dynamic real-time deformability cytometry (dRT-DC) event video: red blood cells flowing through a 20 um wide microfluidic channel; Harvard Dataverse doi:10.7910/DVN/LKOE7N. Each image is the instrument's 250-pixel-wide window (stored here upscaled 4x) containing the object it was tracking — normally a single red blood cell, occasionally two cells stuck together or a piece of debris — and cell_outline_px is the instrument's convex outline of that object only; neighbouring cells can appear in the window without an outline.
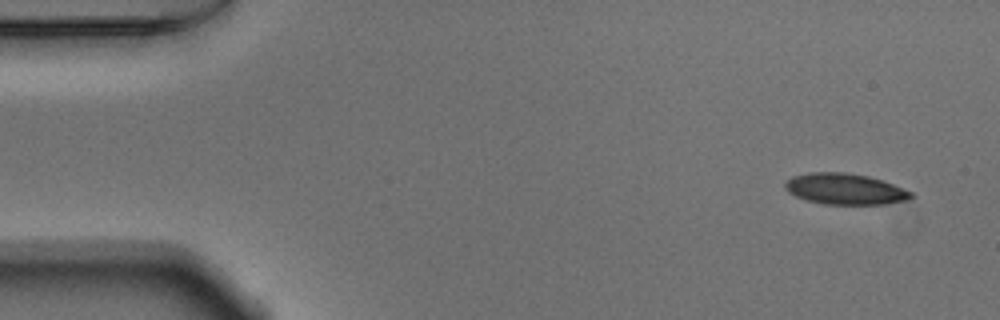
{"species": "Egyptian fruit bat (a non-hibernating species)", "species_latin": "Rousettus aegyptiacus", "temperature_condition": "warm", "stored_images_in_passage": 50, "camera_frame_rate_fps": 3000, "um_per_image_px": 0.085, "animal": {"sex": "male"}, "frame": {"image": 1, "passage_image": 1, "time_ms": 0.0, "image_size_px": [1000, 320], "cell_outline_px": [[916, 196], [908, 200], [884, 204], [824, 204], [804, 200], [788, 192], [784, 188], [784, 180], [792, 176], [808, 172], [844, 172], [868, 176], [904, 188], [912, 192]], "centroid_in_image_um": [71.79, 16.06], "position_along_channel_um": 13.2, "area_um2": 23.0}}
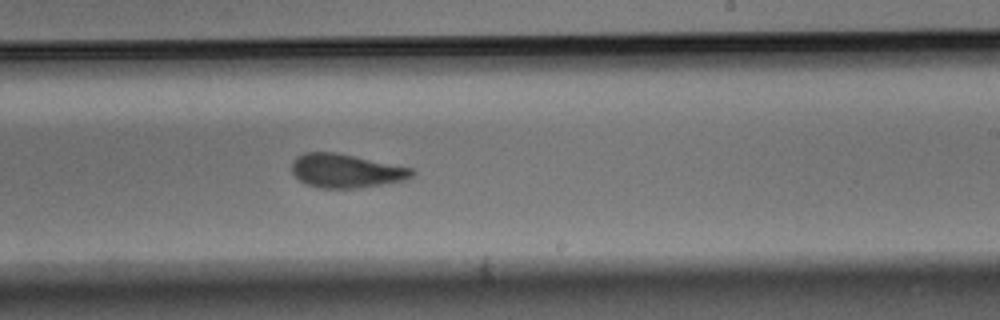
{"frame": {"image": 2, "passage_image": 29, "time_ms": 9.333, "image_size_px": [1000, 320], "cell_outline_px": [[416, 172], [408, 180], [360, 188], [320, 188], [308, 184], [300, 180], [292, 172], [292, 160], [296, 156], [304, 152], [336, 152], [356, 156], [412, 168]], "centroid_in_image_um": [29.43, 14.52], "position_along_channel_um": 259.6, "area_um2": 23.81}}
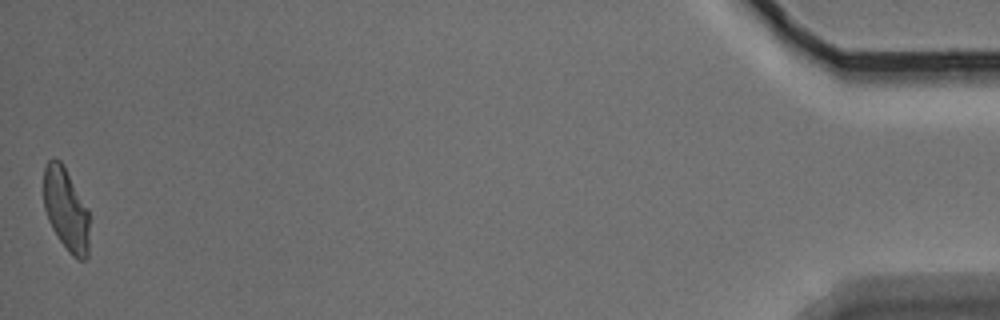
{"frame": {"image": 3, "passage_image": 50, "time_ms": 16.333, "image_size_px": [1000, 320], "cell_outline_px": [[88, 256], [84, 260], [80, 260], [72, 256], [68, 252], [52, 228], [48, 220], [44, 208], [44, 168], [48, 160], [52, 156], [60, 160], [88, 208]], "centroid_in_image_um": [5.6, 17.8], "position_along_channel_um": 429.6, "area_um2": 21.96}, "authors_computed_cell_mechanics": {"area_um2": 23.8136, "velocity_mm_per_s": 3.8096, "shape_relaxation_time_tau1_ms": 6.1442, "shape_relaxation_time_tau2_ms": 2.3553, "deformation_change_tau1": 0.1761, "deformation_change_tau2": 0.095}}